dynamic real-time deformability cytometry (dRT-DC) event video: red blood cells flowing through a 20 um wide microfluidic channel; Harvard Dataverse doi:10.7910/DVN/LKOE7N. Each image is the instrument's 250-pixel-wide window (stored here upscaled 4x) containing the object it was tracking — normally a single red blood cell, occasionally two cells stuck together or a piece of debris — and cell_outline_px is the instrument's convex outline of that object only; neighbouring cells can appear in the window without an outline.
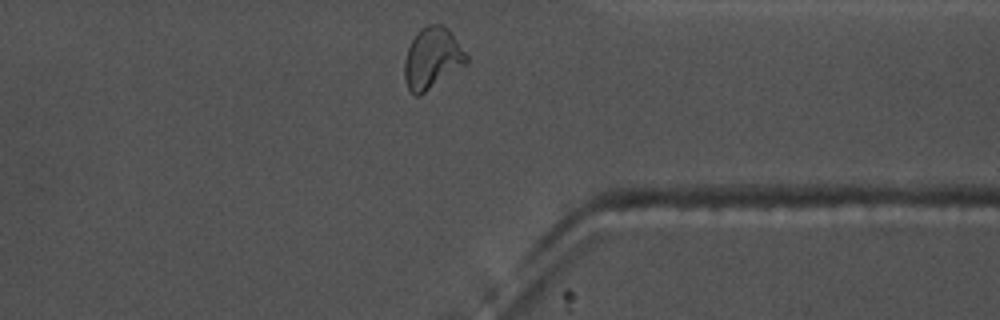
{"species": "common noctule bat (a hibernating species)", "species_latin": "Nyctalus noctula", "temperature_condition": "warm", "stored_images_in_passage": 29, "camera_frame_rate_fps": 3000, "um_per_image_px": 0.085, "animal": {"sex": "male", "body_mass_g": 17.5, "forearm_length_mm": 52.3}, "frame": {"image": 1, "passage_image": 29, "time_ms": 9.333, "image_size_px": [1000, 320], "cell_outline_px": [[468, 60], [464, 64], [420, 96], [416, 96], [408, 88], [404, 80], [404, 60], [408, 48], [416, 32], [420, 28], [428, 24], [444, 24], [452, 32], [468, 56]], "centroid_in_image_um": [36.71, 4.92], "position_along_channel_um": 374.7, "area_um2": 22.02}, "authors_computed_cell_mechanics": {"area_um2": 20.0566, "velocity_mm_per_s": 3.6496, "shape_relaxation_time_tau1_ms": 4.3345, "shape_relaxation_time_tau2_ms": 2.1744, "deformation_change_tau1": 0.1804, "deformation_change_tau2": 0.0815}}